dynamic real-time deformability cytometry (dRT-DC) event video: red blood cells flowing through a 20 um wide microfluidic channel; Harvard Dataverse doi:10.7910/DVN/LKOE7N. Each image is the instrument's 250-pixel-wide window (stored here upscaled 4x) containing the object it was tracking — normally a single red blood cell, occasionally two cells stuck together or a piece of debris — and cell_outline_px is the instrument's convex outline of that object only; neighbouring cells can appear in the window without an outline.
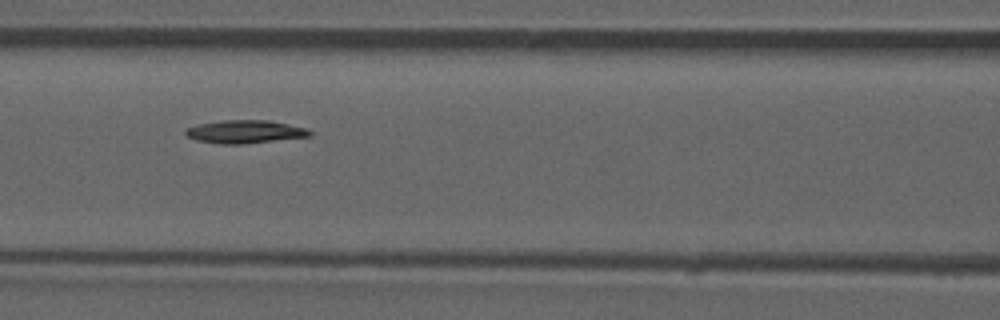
{"species": "common noctule bat (a hibernating species)", "species_latin": "Nyctalus noctula", "temperature_condition": "room temperature", "stored_images_in_passage": 53, "camera_frame_rate_fps": 3000, "um_per_image_px": 0.085, "animal": {"sex": "male", "forearm_length_mm": 52.5}, "frame": {"image": 1, "passage_image": 23, "time_ms": 7.333, "image_size_px": [1000, 320], "cell_outline_px": [[312, 136], [244, 144], [220, 144], [196, 140], [188, 136], [184, 132], [188, 128], [200, 124], [224, 120], [268, 120], [308, 128], [312, 132]], "centroid_in_image_um": [20.88, 11.2], "position_along_channel_um": 145.7, "area_um2": 16.65}}